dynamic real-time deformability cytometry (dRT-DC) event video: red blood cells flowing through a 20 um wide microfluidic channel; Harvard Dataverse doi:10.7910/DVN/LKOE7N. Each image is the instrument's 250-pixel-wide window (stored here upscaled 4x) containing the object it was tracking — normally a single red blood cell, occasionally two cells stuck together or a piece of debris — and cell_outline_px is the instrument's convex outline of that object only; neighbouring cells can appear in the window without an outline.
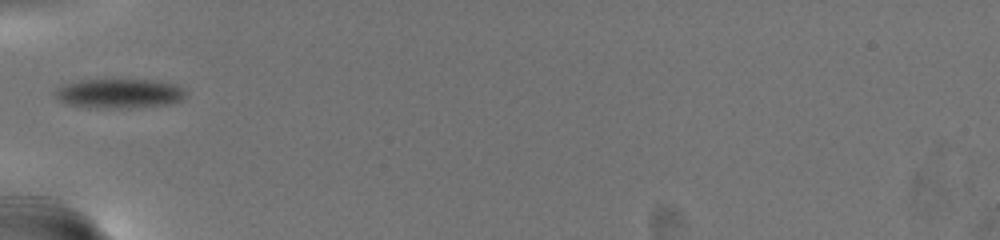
{"species": "common noctule bat (a hibernating species)", "species_latin": "Nyctalus noctula", "temperature_condition": "warm", "stored_images_in_passage": 45, "camera_frame_rate_fps": 3000, "um_per_image_px": 0.085, "animal": {"sex": "female", "body_mass_g": 19.5, "forearm_length_mm": 54.1}, "frame": {"image": 1, "passage_image": 1, "time_ms": 0.0, "image_size_px": [1000, 240], "cell_outline_px": [[184, 96], [180, 100], [168, 104], [128, 108], [96, 108], [68, 104], [60, 100], [56, 92], [56, 88], [64, 84], [80, 80], [156, 80], [172, 84], [184, 88]], "centroid_in_image_um": [10.14, 7.94], "position_along_channel_um": 74.9, "area_um2": 22.08}}
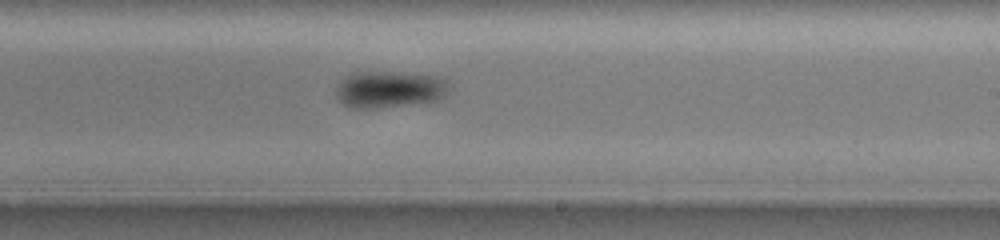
{"frame": {"image": 2, "passage_image": 19, "time_ms": 6.0, "image_size_px": [1000, 240], "cell_outline_px": [[444, 96], [436, 100], [376, 108], [352, 108], [344, 104], [336, 96], [336, 88], [348, 76], [356, 72], [396, 72], [436, 76], [444, 80]], "centroid_in_image_um": [33.02, 7.6], "position_along_channel_um": 256.0, "area_um2": 23.29}}
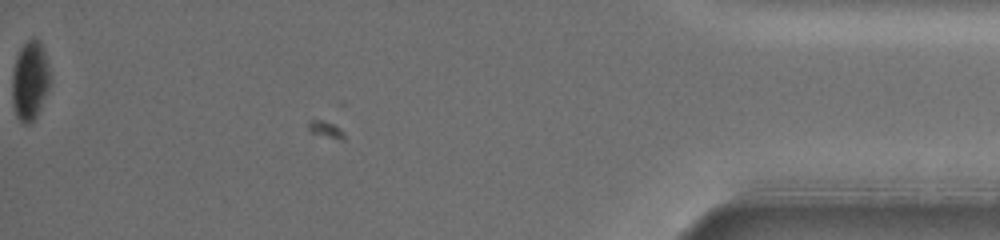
{"frame": {"image": 3, "passage_image": 45, "time_ms": 14.667, "image_size_px": [1000, 240], "cell_outline_px": [[48, 88], [36, 116], [28, 124], [24, 124], [16, 116], [12, 100], [12, 72], [16, 56], [20, 48], [28, 40], [40, 40], [44, 48], [48, 68]], "centroid_in_image_um": [2.51, 6.84], "position_along_channel_um": 432.7, "area_um2": 17.11}, "authors_computed_cell_mechanics": {"area_um2": 22.6576, "velocity_mm_per_s": 3.0387, "shape_relaxation_time_tau1_ms": 2.6545, "shape_relaxation_time_tau2_ms": null, "deformation_change_tau1": 0.099, "deformation_change_tau2": null}}